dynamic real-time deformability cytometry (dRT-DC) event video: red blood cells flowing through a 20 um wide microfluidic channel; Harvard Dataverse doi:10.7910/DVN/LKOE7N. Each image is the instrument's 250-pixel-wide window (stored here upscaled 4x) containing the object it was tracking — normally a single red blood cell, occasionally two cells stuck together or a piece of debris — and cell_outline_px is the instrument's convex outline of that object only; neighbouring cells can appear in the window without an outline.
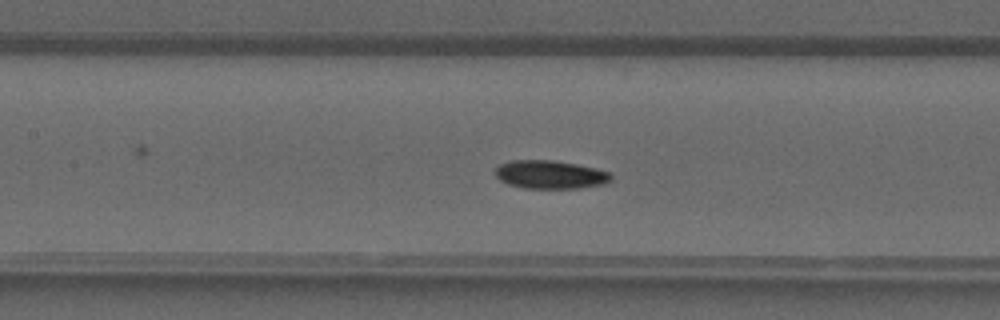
{"species": "common noctule bat (a hibernating species)", "species_latin": "Nyctalus noctula", "temperature_condition": "warm", "stored_images_in_passage": 40, "camera_frame_rate_fps": 3000, "um_per_image_px": 0.085, "animal": {"sex": "male", "forearm_length_mm": 52.5}, "frame": {"image": 1, "passage_image": 18, "time_ms": 5.667, "image_size_px": [1000, 320], "cell_outline_px": [[612, 180], [604, 184], [580, 188], [524, 188], [508, 184], [500, 180], [496, 176], [496, 168], [500, 164], [512, 160], [556, 160], [596, 168], [612, 172]], "centroid_in_image_um": [46.81, 14.83], "position_along_channel_um": 160.6, "area_um2": 19.25}}
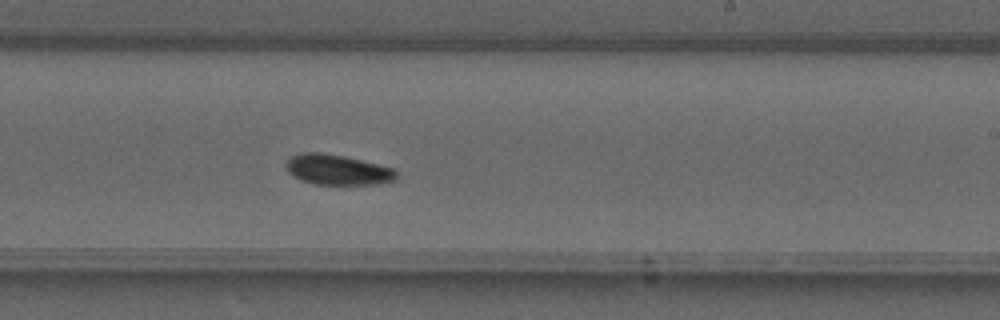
{"frame": {"image": 2, "passage_image": 24, "time_ms": 7.667, "image_size_px": [1000, 320], "cell_outline_px": [[396, 180], [380, 184], [312, 184], [300, 180], [288, 172], [284, 164], [292, 156], [300, 152], [320, 152], [344, 156], [392, 168], [396, 172]], "centroid_in_image_um": [28.64, 14.43], "position_along_channel_um": 260.4, "area_um2": 19.42}}
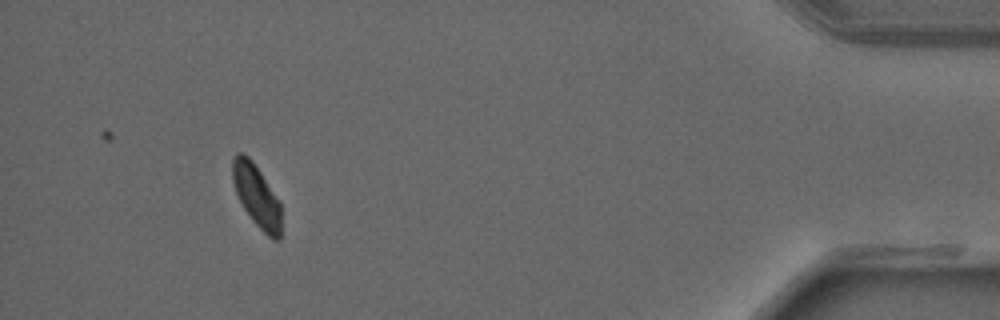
{"frame": {"image": 3, "passage_image": 37, "time_ms": 12.0, "image_size_px": [1000, 320], "cell_outline_px": [[280, 240], [272, 240], [252, 220], [244, 208], [236, 192], [232, 180], [232, 160], [236, 152], [244, 152], [252, 160], [280, 200]], "centroid_in_image_um": [21.8, 16.61], "position_along_channel_um": 413.4, "area_um2": 17.69}}